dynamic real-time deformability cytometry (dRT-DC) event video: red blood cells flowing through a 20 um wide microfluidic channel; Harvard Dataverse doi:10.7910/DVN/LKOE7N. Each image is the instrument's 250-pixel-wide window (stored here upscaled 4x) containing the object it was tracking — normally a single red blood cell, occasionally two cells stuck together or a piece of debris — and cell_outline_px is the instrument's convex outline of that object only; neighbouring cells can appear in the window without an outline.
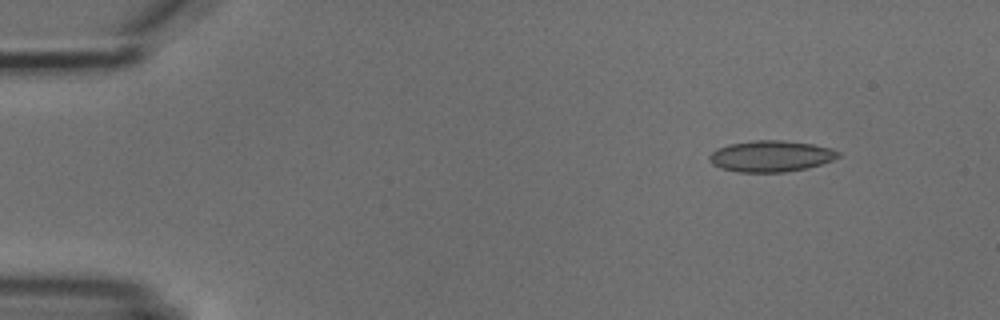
{"species": "common noctule bat (a hibernating species)", "species_latin": "Nyctalus noctula", "temperature_condition": "cold", "stored_images_in_passage": 4, "camera_frame_rate_fps": 3000, "um_per_image_px": 0.085, "animal": {"sex": "male", "body_mass_g": 18.8}, "frame": {"image": 1, "passage_image": 1, "time_ms": 0.0, "image_size_px": [1000, 320], "cell_outline_px": [[840, 156], [832, 160], [808, 168], [784, 172], [736, 172], [720, 168], [712, 164], [708, 160], [708, 156], [716, 148], [728, 144], [756, 140], [784, 140], [812, 144], [832, 148], [840, 152]], "centroid_in_image_um": [65.5, 13.27], "position_along_channel_um": 19.5, "area_um2": 23.64}}